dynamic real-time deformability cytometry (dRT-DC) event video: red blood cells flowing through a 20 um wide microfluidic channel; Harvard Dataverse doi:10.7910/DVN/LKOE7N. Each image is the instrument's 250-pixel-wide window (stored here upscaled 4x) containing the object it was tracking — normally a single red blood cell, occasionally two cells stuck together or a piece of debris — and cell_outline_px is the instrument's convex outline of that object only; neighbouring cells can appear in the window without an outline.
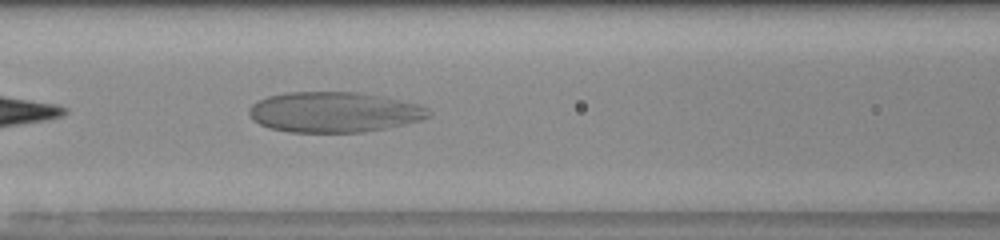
{"species": "human", "species_latin": "Homo sapiens", "temperature_condition": "room temperature", "stored_images_in_passage": 47, "camera_frame_rate_fps": 3000, "um_per_image_px": 0.085, "donor": {"sex": "male"}, "frame": {"image": 1, "passage_image": 19, "time_ms": 6.0, "image_size_px": [1000, 240], "cell_outline_px": [[432, 112], [428, 116], [420, 120], [404, 124], [364, 132], [288, 132], [272, 128], [260, 124], [248, 112], [252, 104], [268, 96], [284, 92], [360, 92], [420, 104], [428, 108]], "centroid_in_image_um": [28.42, 9.52], "position_along_channel_um": 138.2, "area_um2": 42.02}}
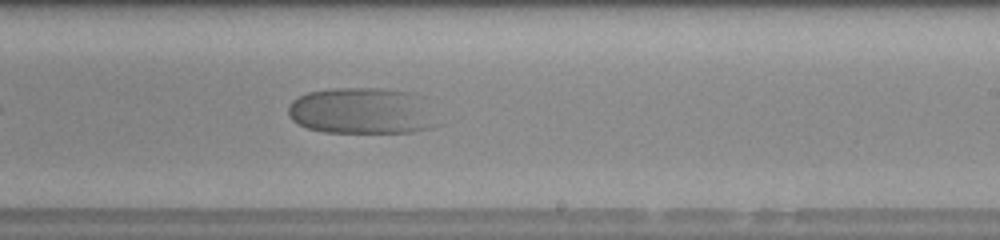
{"frame": {"image": 2, "passage_image": 28, "time_ms": 9.0, "image_size_px": [1000, 240], "cell_outline_px": [[436, 124], [432, 128], [412, 132], [324, 132], [308, 128], [292, 120], [288, 116], [288, 104], [292, 100], [308, 92], [332, 88], [380, 88], [412, 92], [416, 96]], "centroid_in_image_um": [30.63, 9.43], "position_along_channel_um": 258.4, "area_um2": 39.54}}